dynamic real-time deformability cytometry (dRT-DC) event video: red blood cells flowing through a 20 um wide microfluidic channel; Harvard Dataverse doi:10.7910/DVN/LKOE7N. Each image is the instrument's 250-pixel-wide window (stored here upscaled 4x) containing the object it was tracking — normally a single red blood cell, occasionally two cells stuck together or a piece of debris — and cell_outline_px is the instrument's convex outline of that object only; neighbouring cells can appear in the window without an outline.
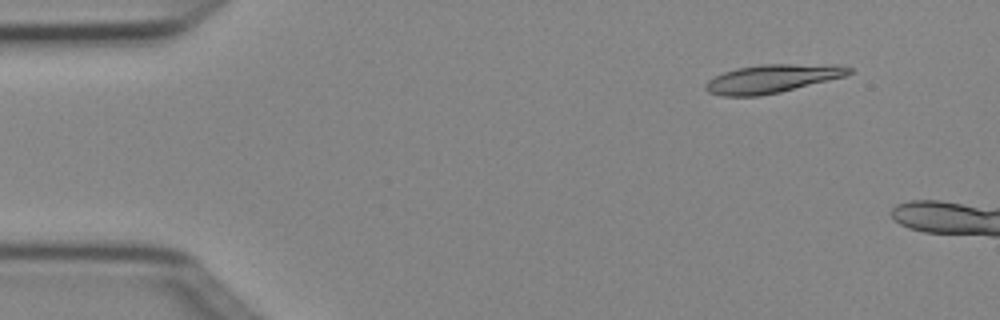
{"species": "Egyptian fruit bat (a non-hibernating species)", "species_latin": "Rousettus aegyptiacus", "temperature_condition": "cold", "stored_images_in_passage": 4, "camera_frame_rate_fps": 3000, "um_per_image_px": 0.085, "animal": {"sex": "female"}, "frame": {"image": 1, "passage_image": 2, "time_ms": 0.333, "image_size_px": [1000, 320], "cell_outline_px": [[852, 72], [844, 76], [780, 92], [760, 96], [720, 96], [708, 92], [704, 88], [704, 84], [708, 80], [724, 72], [736, 68], [760, 64], [836, 64], [852, 68]], "centroid_in_image_um": [65.61, 6.68], "position_along_channel_um": 19.4, "area_um2": 23.76}}